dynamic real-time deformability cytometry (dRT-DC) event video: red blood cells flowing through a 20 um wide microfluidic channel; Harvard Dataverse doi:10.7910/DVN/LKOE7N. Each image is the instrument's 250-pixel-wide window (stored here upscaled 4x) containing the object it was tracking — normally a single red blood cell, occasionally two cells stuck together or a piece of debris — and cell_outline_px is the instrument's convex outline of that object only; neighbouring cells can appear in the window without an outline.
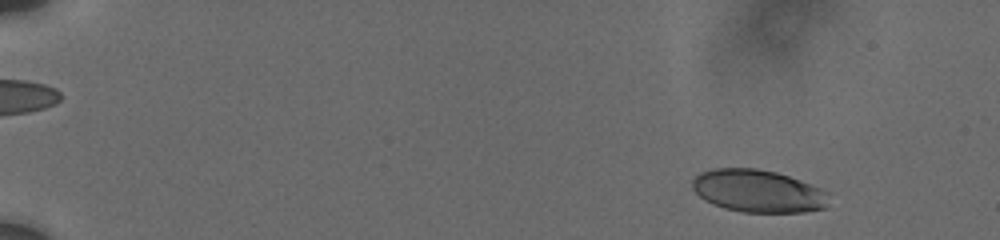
{"species": "human", "species_latin": "Homo sapiens", "temperature_condition": "cold", "stored_images_in_passage": 23, "camera_frame_rate_fps": 3000, "um_per_image_px": 0.085, "donor": {"sex": "male"}, "frame": {"image": 1, "passage_image": 5, "time_ms": 1.667, "image_size_px": [1000, 240], "cell_outline_px": [[824, 208], [804, 212], [744, 212], [724, 208], [704, 200], [692, 188], [692, 180], [700, 172], [712, 168], [756, 168], [776, 172], [788, 176], [820, 188], [824, 192]], "centroid_in_image_um": [64.34, 16.23], "position_along_channel_um": 20.7, "area_um2": 33.35}}
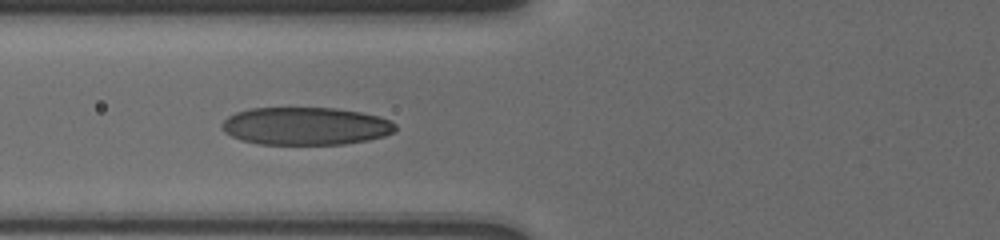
{"frame": {"image": 2, "passage_image": 20, "time_ms": 7.667, "image_size_px": [1000, 240], "cell_outline_px": [[396, 128], [392, 132], [384, 136], [368, 140], [344, 144], [256, 144], [240, 140], [224, 132], [220, 128], [220, 124], [228, 116], [236, 112], [252, 108], [336, 108], [360, 112], [380, 116], [396, 124]], "centroid_in_image_um": [25.94, 10.72], "position_along_channel_um": 99.9, "area_um2": 38.32}}
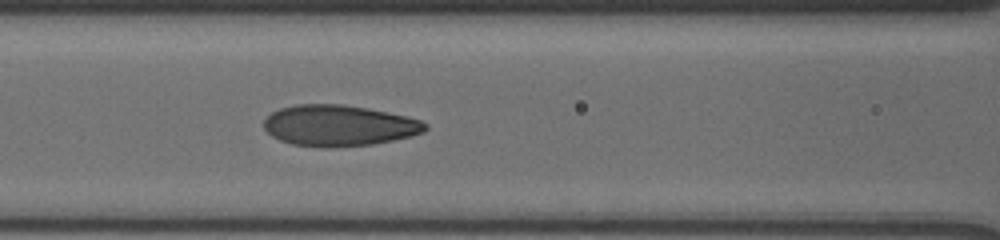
{"frame": {"image": 3, "passage_image": 23, "time_ms": 8.667, "image_size_px": [1000, 240], "cell_outline_px": [[428, 128], [424, 132], [412, 136], [372, 144], [332, 148], [324, 148], [292, 144], [280, 140], [272, 136], [264, 128], [264, 120], [272, 112], [280, 108], [296, 104], [344, 104], [368, 108], [408, 116], [420, 120], [428, 124]], "centroid_in_image_um": [28.83, 10.67], "position_along_channel_um": 137.8, "area_um2": 38.84}}